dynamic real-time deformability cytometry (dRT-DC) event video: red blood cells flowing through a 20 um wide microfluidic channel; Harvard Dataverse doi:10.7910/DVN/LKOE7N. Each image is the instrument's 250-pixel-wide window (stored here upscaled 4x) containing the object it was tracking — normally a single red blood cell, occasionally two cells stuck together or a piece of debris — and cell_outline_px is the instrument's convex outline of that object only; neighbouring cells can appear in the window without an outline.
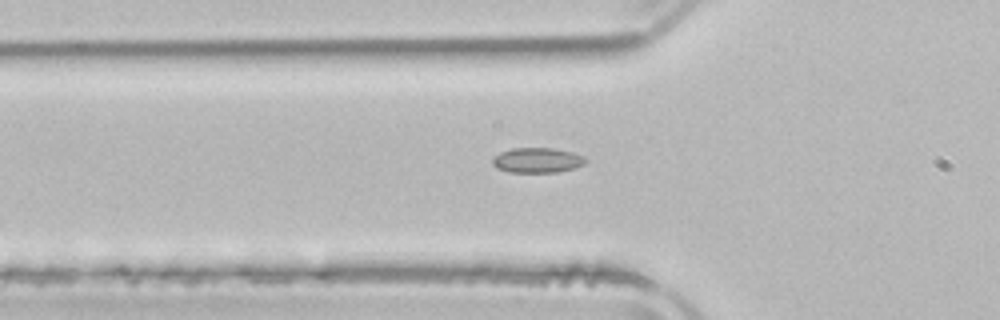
{"species": "common noctule bat (a hibernating species)", "species_latin": "Nyctalus noctula", "temperature_condition": "room temperature", "stored_images_in_passage": 3, "camera_frame_rate_fps": 3000, "um_per_image_px": 0.085, "animal": {"sex": "male", "body_mass_g": 21.5, "forearm_length_mm": 52.0}, "frame": {"image": 1, "passage_image": 3, "time_ms": 3.0, "image_size_px": [1000, 320], "cell_outline_px": [[588, 160], [584, 164], [572, 168], [556, 172], [508, 172], [496, 168], [492, 164], [492, 160], [500, 152], [512, 148], [556, 148], [572, 152], [584, 156]], "centroid_in_image_um": [45.67, 13.61], "position_along_channel_um": 80.1, "area_um2": 13.58}}